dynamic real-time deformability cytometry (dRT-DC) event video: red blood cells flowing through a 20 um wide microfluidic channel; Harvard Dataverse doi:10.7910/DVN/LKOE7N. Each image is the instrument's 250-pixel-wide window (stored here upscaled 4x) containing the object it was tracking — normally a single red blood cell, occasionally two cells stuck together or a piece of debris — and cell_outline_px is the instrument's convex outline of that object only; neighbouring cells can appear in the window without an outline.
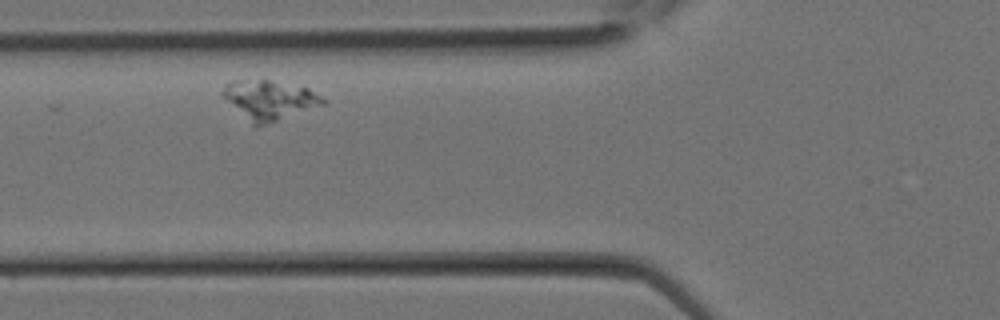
{"species": "Egyptian fruit bat (a non-hibernating species)", "species_latin": "Rousettus aegyptiacus", "temperature_condition": "room temperature", "stored_images_in_passage": 19, "camera_frame_rate_fps": 3000, "um_per_image_px": 0.085, "animal": {"sex": "female"}, "frame": {"image": 1, "passage_image": 5, "time_ms": 1.333, "image_size_px": [1000, 320], "cell_outline_px": [[328, 104], [256, 128], [220, 96], [220, 92], [224, 84], [236, 80], [264, 76], [308, 88], [328, 100]], "centroid_in_image_um": [22.89, 8.45], "position_along_channel_um": 102.9, "area_um2": 24.39}}
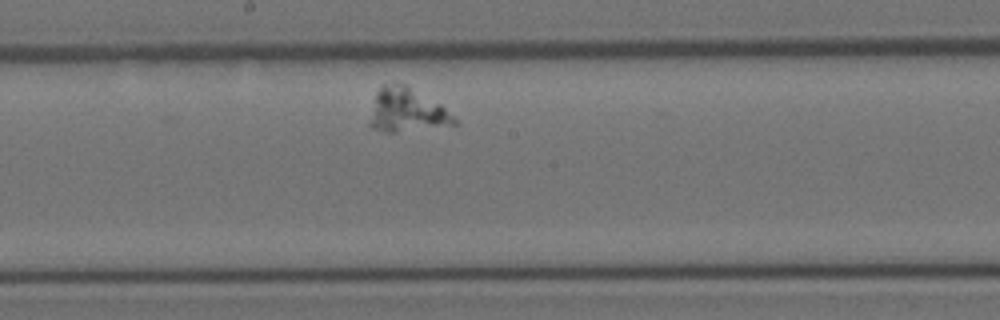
{"frame": {"image": 2, "passage_image": 10, "time_ms": 3.0, "image_size_px": [1000, 320], "cell_outline_px": [[460, 124], [396, 132], [388, 132], [372, 128], [368, 124], [376, 92], [384, 84], [408, 84], [440, 104]], "centroid_in_image_um": [34.56, 9.37], "position_along_channel_um": 213.6, "area_um2": 21.39}}
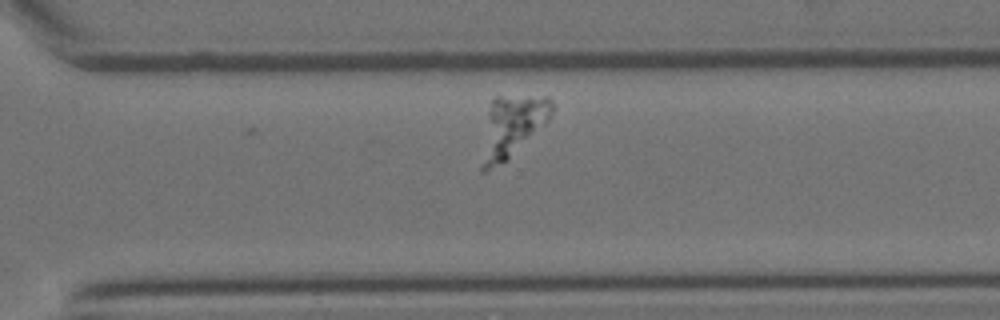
{"frame": {"image": 3, "passage_image": 15, "time_ms": 4.667, "image_size_px": [1000, 320], "cell_outline_px": [[556, 108], [548, 120], [544, 124], [504, 160], [484, 172], [480, 172], [480, 168], [488, 112], [492, 100], [496, 96], [548, 96], [552, 100]], "centroid_in_image_um": [43.55, 10.66], "position_along_channel_um": 327.0, "area_um2": 24.22}}